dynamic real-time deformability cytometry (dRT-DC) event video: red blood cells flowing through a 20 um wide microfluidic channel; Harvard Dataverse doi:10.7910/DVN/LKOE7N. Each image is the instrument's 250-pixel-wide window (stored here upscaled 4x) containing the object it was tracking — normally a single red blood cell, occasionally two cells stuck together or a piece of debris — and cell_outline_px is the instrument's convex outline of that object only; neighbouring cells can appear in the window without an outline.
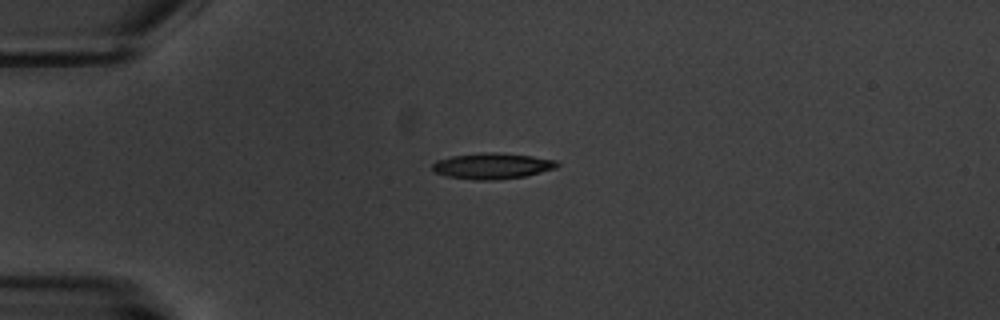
{"species": "common noctule bat (a hibernating species)", "species_latin": "Nyctalus noctula", "temperature_condition": "warm", "stored_images_in_passage": 2, "camera_frame_rate_fps": 3000, "um_per_image_px": 0.085, "animal": {"sex": "male", "body_mass_g": 20.1, "forearm_length_mm": 53.5}, "frame": {"image": 1, "passage_image": 1, "time_ms": 0.0, "image_size_px": [1000, 320], "cell_outline_px": [[560, 164], [556, 168], [524, 176], [492, 180], [476, 180], [448, 176], [436, 172], [432, 168], [432, 164], [436, 160], [452, 156], [484, 152], [496, 152], [532, 156], [556, 160]], "centroid_in_image_um": [41.85, 14.09], "position_along_channel_um": 43.2, "area_um2": 18.67}}